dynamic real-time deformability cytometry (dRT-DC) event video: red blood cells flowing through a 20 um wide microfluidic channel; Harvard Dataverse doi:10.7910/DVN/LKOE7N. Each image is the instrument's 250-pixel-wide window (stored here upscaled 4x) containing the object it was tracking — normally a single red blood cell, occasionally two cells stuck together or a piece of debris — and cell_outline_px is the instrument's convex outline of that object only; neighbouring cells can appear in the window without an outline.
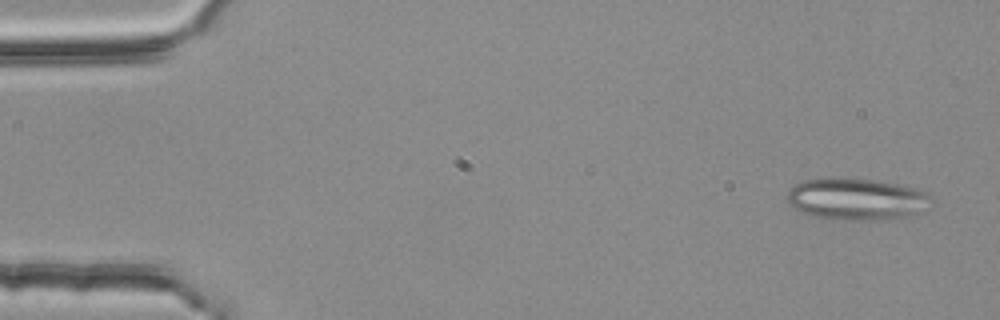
{"species": "common noctule bat (a hibernating species)", "species_latin": "Nyctalus noctula", "temperature_condition": "room temperature", "stored_images_in_passage": 3, "camera_frame_rate_fps": 3000, "um_per_image_px": 0.085, "animal": {"sex": "female", "body_mass_g": 25.1}, "frame": {"image": 1, "passage_image": 1, "time_ms": 0.0, "image_size_px": [1000, 320], "cell_outline_px": [[936, 204], [920, 212], [908, 216], [888, 220], [836, 220], [816, 216], [800, 212], [788, 200], [788, 188], [792, 184], [804, 180], [832, 176], [876, 180], [896, 184], [928, 192], [932, 196]], "centroid_in_image_um": [72.86, 16.91], "position_along_channel_um": 12.1, "area_um2": 35.95}}